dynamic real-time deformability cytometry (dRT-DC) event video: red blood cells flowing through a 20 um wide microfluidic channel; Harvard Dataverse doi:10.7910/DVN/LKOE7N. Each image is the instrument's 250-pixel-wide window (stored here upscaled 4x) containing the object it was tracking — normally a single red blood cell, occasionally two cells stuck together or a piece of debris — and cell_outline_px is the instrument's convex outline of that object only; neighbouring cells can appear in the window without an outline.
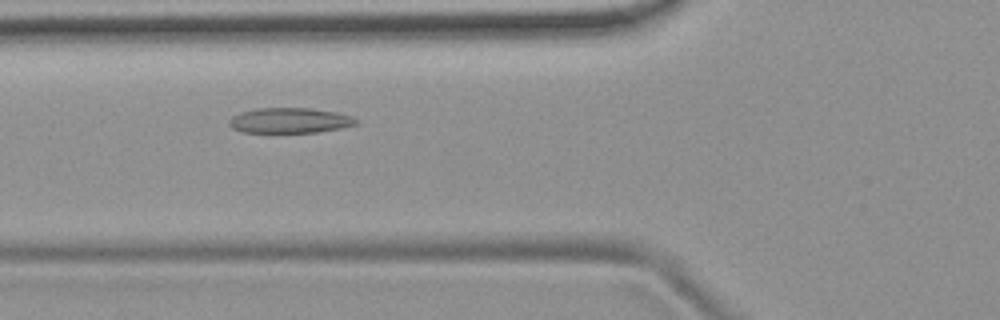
{"species": "common noctule bat (a hibernating species)", "species_latin": "Nyctalus noctula", "temperature_condition": "room temperature", "stored_images_in_passage": 48, "camera_frame_rate_fps": 3000, "um_per_image_px": 0.085, "animal": {"sex": "female", "body_mass_g": 19.9}, "frame": {"image": 1, "passage_image": 15, "time_ms": 4.667, "image_size_px": [1000, 320], "cell_outline_px": [[360, 124], [340, 128], [316, 132], [240, 132], [232, 128], [228, 124], [228, 120], [232, 116], [240, 112], [256, 108], [312, 108], [336, 112], [352, 116], [360, 120]], "centroid_in_image_um": [24.64, 10.23], "position_along_channel_um": 101.2, "area_um2": 18.9}}
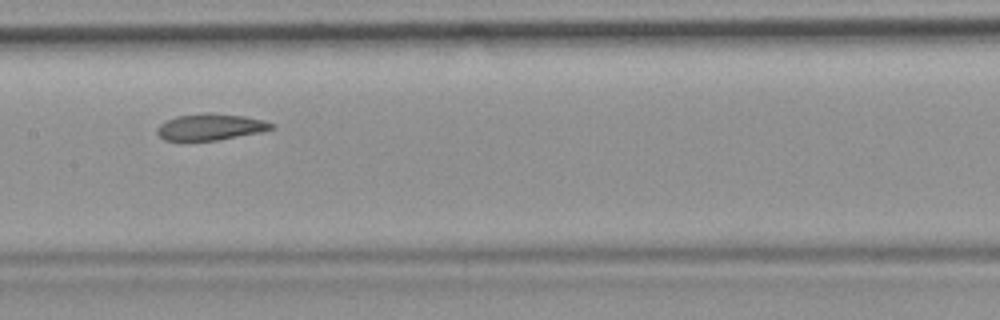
{"frame": {"image": 2, "passage_image": 22, "time_ms": 7.0, "image_size_px": [1000, 320], "cell_outline_px": [[276, 128], [264, 132], [216, 140], [164, 140], [156, 132], [156, 128], [160, 124], [176, 116], [200, 112], [208, 112], [244, 116], [264, 120], [276, 124]], "centroid_in_image_um": [17.94, 10.78], "position_along_channel_um": 189.5, "area_um2": 17.86}}
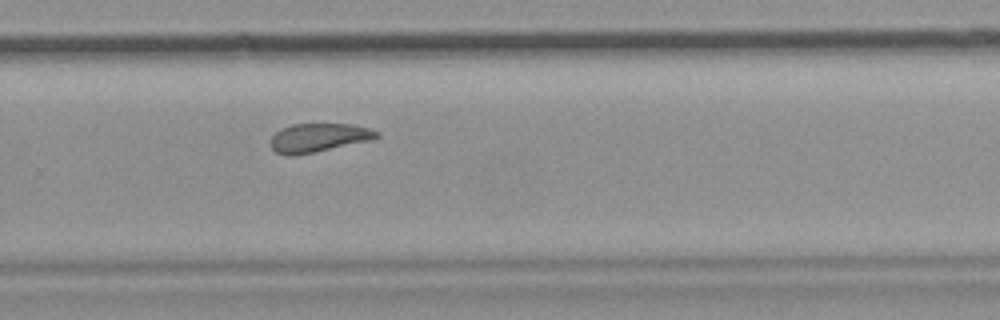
{"frame": {"image": 3, "passage_image": 31, "time_ms": 10.0, "image_size_px": [1000, 320], "cell_outline_px": [[380, 136], [368, 140], [312, 152], [292, 156], [284, 156], [276, 152], [268, 144], [268, 140], [280, 128], [292, 124], [352, 124], [368, 128], [380, 132]], "centroid_in_image_um": [26.99, 11.69], "position_along_channel_um": 302.8, "area_um2": 17.63}, "authors_computed_cell_mechanics": {"area_um2": 19.1896, "velocity_mm_per_s": 3.7877, "shape_relaxation_time_tau1_ms": null, "shape_relaxation_time_tau2_ms": 2.7132, "deformation_change_tau1": null, "deformation_change_tau2": 0.0911}}